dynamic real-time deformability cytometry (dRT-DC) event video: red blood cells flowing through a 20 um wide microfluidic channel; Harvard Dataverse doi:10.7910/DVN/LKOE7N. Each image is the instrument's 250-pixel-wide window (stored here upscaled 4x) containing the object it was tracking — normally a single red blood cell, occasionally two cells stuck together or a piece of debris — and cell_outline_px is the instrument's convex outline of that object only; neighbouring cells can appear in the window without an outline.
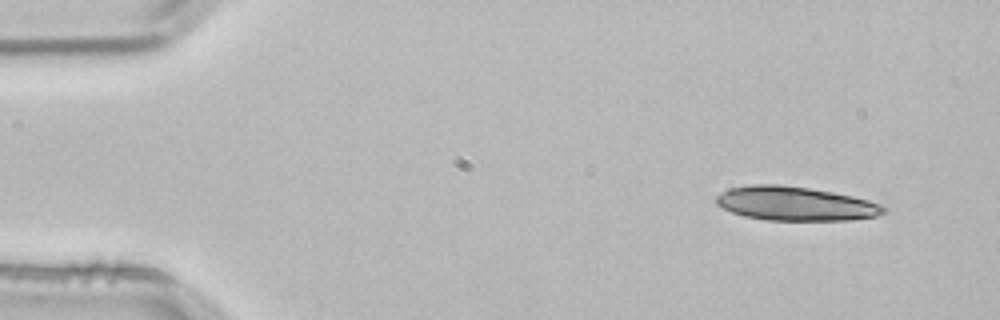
{"species": "common noctule bat (a hibernating species)", "species_latin": "Nyctalus noctula", "temperature_condition": "room temperature", "stored_images_in_passage": 3, "camera_frame_rate_fps": 3000, "um_per_image_px": 0.085, "animal": {"sex": "male", "body_mass_g": 21.5, "forearm_length_mm": 52.0}, "frame": {"image": 1, "passage_image": 1, "time_ms": 0.0, "image_size_px": [1000, 320], "cell_outline_px": [[888, 208], [884, 212], [876, 216], [848, 220], [768, 220], [744, 216], [732, 212], [716, 204], [716, 196], [720, 192], [728, 188], [752, 184], [780, 184], [808, 188], [832, 192], [852, 196], [868, 200], [880, 204]], "centroid_in_image_um": [67.57, 17.3], "position_along_channel_um": 17.4, "area_um2": 33.12}}